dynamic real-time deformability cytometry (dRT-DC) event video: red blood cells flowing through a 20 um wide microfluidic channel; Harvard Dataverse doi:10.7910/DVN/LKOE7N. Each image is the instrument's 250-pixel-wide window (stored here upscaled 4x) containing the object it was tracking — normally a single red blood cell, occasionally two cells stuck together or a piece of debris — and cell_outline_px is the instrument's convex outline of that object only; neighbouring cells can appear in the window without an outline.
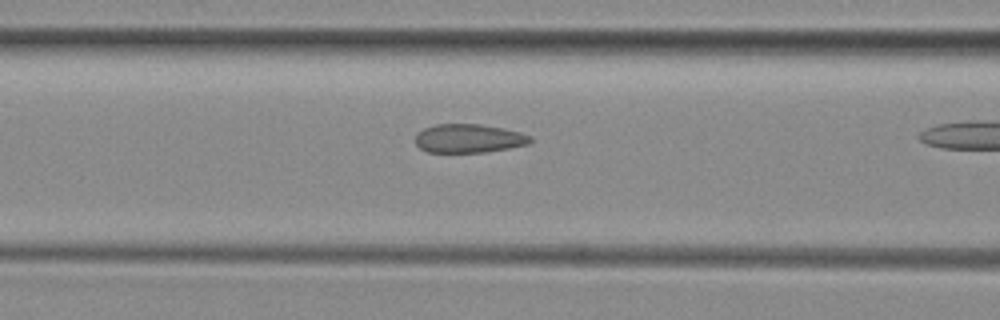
{"species": "common noctule bat (a hibernating species)", "species_latin": "Nyctalus noctula", "temperature_condition": "room temperature", "stored_images_in_passage": 8, "camera_frame_rate_fps": 3000, "um_per_image_px": 0.085, "animal": {"sex": "female", "body_mass_g": 29.2, "forearm_length_mm": 56.3}, "frame": {"image": 1, "passage_image": 6, "time_ms": 1.667, "image_size_px": [1000, 320], "cell_outline_px": [[532, 140], [528, 144], [508, 148], [484, 152], [428, 152], [420, 148], [416, 144], [416, 136], [424, 128], [436, 124], [480, 124], [504, 128], [520, 132], [532, 136]], "centroid_in_image_um": [39.87, 11.76], "position_along_channel_um": 126.7, "area_um2": 19.13}}